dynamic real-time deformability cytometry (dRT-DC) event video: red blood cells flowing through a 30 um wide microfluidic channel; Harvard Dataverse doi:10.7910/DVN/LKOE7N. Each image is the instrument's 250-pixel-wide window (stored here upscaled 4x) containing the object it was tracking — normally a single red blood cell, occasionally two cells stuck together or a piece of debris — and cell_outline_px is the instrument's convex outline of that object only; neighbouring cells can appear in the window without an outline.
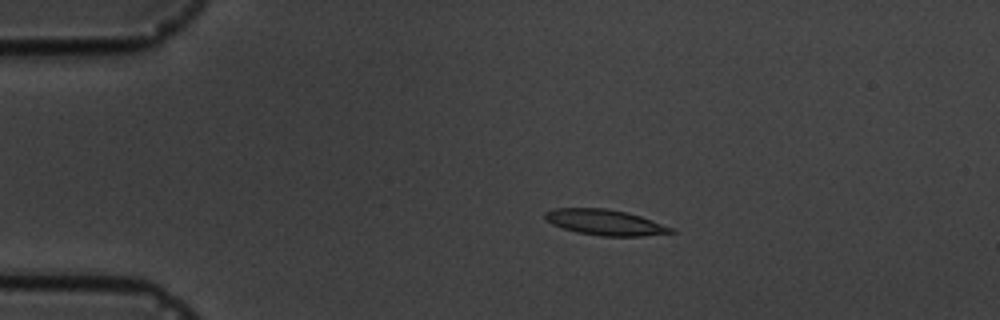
{"species": "common noctule bat (a hibernating species)", "species_latin": "Nyctalus noctula", "temperature_condition": "cold", "stored_images_in_passage": 8, "camera_frame_rate_fps": 3000, "um_per_image_px": 0.085, "animal": {"sex": "male", "body_mass_g": 19.5, "forearm_length_mm": 54.6}, "frame": {"image": 1, "passage_image": 3, "time_ms": 2.333, "image_size_px": [1000, 320], "cell_outline_px": [[676, 232], [644, 236], [600, 236], [576, 232], [552, 224], [544, 220], [544, 212], [556, 208], [604, 208], [628, 212], [652, 220], [672, 228]], "centroid_in_image_um": [51.4, 18.9], "position_along_channel_um": 33.6, "area_um2": 18.84}}
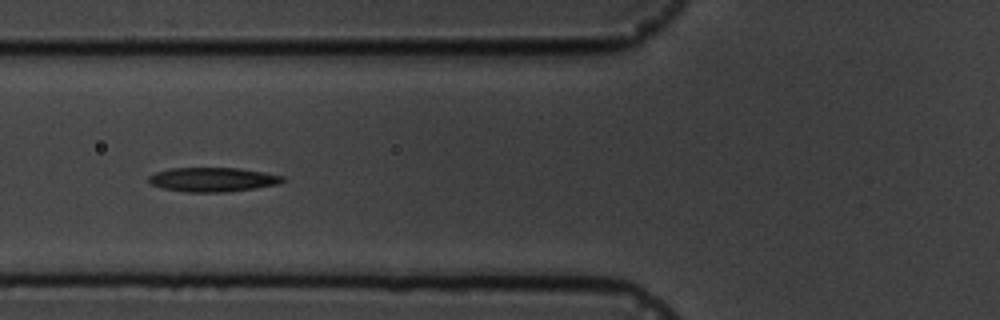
{"frame": {"image": 2, "passage_image": 6, "time_ms": 5.667, "image_size_px": [1000, 320], "cell_outline_px": [[284, 180], [280, 184], [228, 192], [184, 192], [164, 188], [152, 184], [148, 180], [148, 176], [156, 172], [168, 168], [236, 168], [284, 176]], "centroid_in_image_um": [18.06, 15.26], "position_along_channel_um": 107.7, "area_um2": 18.79}}
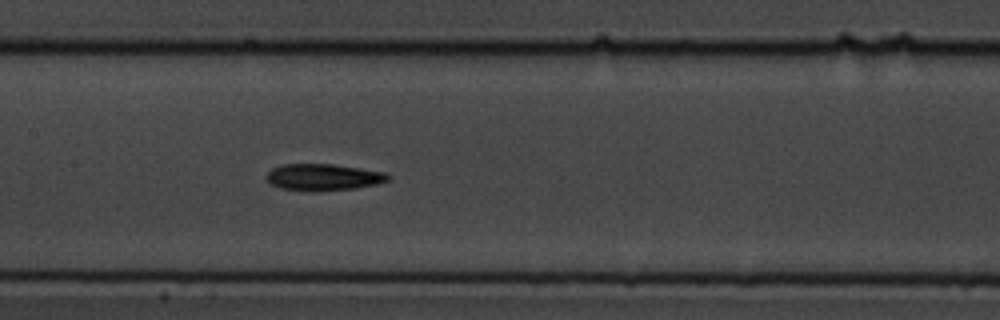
{"frame": {"image": 3, "passage_image": 8, "time_ms": 7.667, "image_size_px": [1000, 320], "cell_outline_px": [[392, 176], [388, 180], [376, 184], [356, 188], [320, 192], [312, 192], [280, 188], [272, 184], [264, 176], [272, 168], [280, 164], [332, 164], [360, 168], [384, 172]], "centroid_in_image_um": [27.46, 15.07], "position_along_channel_um": 179.9, "area_um2": 19.13}}